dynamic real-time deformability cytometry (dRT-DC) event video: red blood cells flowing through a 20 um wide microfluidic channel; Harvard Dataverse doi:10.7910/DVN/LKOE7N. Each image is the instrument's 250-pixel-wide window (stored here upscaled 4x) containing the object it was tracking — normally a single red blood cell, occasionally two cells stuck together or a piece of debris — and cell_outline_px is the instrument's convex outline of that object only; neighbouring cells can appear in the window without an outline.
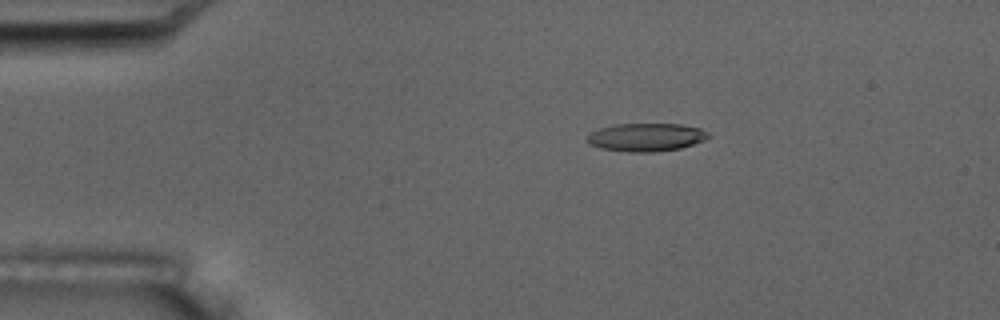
{"species": "common noctule bat (a hibernating species)", "species_latin": "Nyctalus noctula", "temperature_condition": "room temperature", "stored_images_in_passage": 4, "camera_frame_rate_fps": 3000, "um_per_image_px": 0.085, "animal": {"sex": "male", "body_mass_g": 17.5, "forearm_length_mm": 52.3}, "frame": {"image": 1, "passage_image": 1, "time_ms": 0.0, "image_size_px": [1000, 320], "cell_outline_px": [[708, 136], [704, 140], [680, 148], [652, 152], [632, 152], [600, 148], [588, 144], [584, 140], [584, 136], [588, 132], [600, 128], [616, 124], [680, 124], [700, 128], [708, 132]], "centroid_in_image_um": [54.83, 11.66], "position_along_channel_um": 30.2, "area_um2": 19.94}}